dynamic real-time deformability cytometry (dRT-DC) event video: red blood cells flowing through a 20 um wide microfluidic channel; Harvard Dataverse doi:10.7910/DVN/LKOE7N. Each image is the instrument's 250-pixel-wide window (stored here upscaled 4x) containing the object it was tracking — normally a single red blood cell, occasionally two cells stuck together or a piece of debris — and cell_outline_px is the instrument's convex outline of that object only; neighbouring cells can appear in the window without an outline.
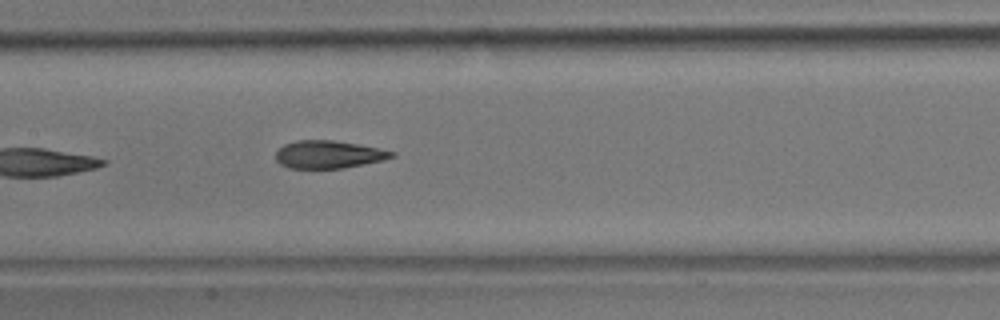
{"species": "common noctule bat (a hibernating species)", "species_latin": "Nyctalus noctula", "temperature_condition": "room temperature", "stored_images_in_passage": 7, "camera_frame_rate_fps": 3000, "um_per_image_px": 0.085, "animal": {"sex": "male", "body_mass_g": 17.9}, "frame": {"image": 1, "passage_image": 7, "time_ms": 8.0, "image_size_px": [1000, 320], "cell_outline_px": [[396, 156], [384, 160], [344, 168], [288, 168], [280, 164], [276, 160], [276, 152], [284, 144], [296, 140], [332, 140], [356, 144], [396, 152]], "centroid_in_image_um": [27.92, 13.13], "position_along_channel_um": 179.5, "area_um2": 18.67}}